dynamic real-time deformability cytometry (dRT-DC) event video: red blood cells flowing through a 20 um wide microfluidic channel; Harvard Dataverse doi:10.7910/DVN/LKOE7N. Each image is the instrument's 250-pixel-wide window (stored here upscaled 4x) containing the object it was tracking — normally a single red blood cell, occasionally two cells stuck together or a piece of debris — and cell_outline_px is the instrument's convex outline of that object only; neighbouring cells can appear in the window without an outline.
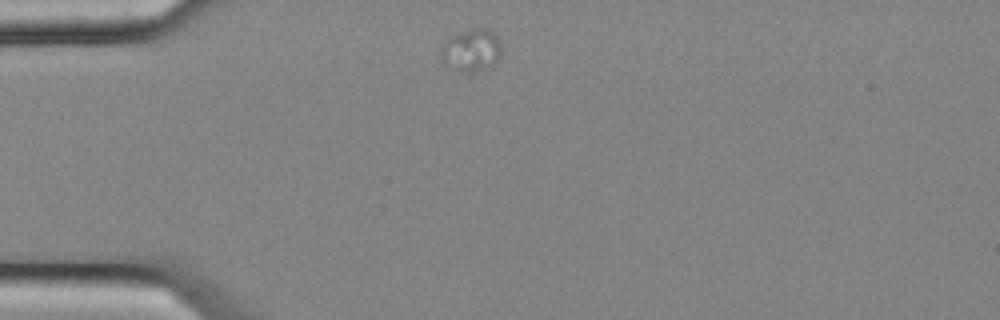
{"species": "common noctule bat (a hibernating species)", "species_latin": "Nyctalus noctula", "temperature_condition": "cold", "stored_images_in_passage": 14, "camera_frame_rate_fps": 3000, "um_per_image_px": 0.085, "animal": {"sex": "female", "body_mass_g": 25.1}, "frame": {"image": 1, "passage_image": 1, "time_ms": 0.0, "image_size_px": [1000, 320], "cell_outline_px": [[500, 60], [492, 68], [472, 72], [468, 72], [456, 68], [440, 60], [440, 48], [452, 36], [460, 32], [476, 28], [480, 28], [492, 32], [500, 40]], "centroid_in_image_um": [40.11, 4.29], "position_along_channel_um": 44.9, "area_um2": 14.8}}